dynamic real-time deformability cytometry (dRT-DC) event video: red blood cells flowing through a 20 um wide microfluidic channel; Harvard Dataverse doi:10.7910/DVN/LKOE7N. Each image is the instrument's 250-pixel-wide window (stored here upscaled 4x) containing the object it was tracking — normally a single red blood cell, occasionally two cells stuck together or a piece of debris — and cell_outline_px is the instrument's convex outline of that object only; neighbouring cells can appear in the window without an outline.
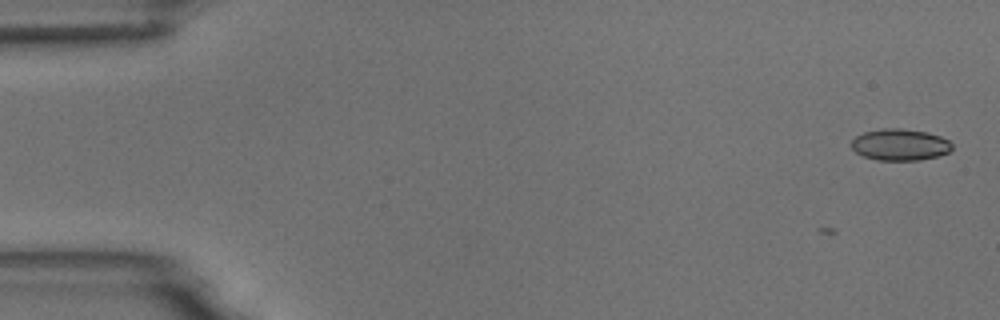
{"species": "common noctule bat (a hibernating species)", "species_latin": "Nyctalus noctula", "temperature_condition": "room temperature", "stored_images_in_passage": 9, "camera_frame_rate_fps": 3000, "um_per_image_px": 0.085, "animal": {"sex": "male", "body_mass_g": 18.8}, "frame": {"image": 1, "passage_image": 1, "time_ms": 0.0, "image_size_px": [1000, 320], "cell_outline_px": [[952, 148], [948, 152], [940, 156], [920, 160], [876, 160], [864, 156], [856, 152], [852, 148], [852, 140], [856, 136], [864, 132], [884, 128], [904, 128], [928, 132], [940, 136], [948, 140], [952, 144]], "centroid_in_image_um": [76.52, 12.29], "position_along_channel_um": 8.5, "area_um2": 18.61}}